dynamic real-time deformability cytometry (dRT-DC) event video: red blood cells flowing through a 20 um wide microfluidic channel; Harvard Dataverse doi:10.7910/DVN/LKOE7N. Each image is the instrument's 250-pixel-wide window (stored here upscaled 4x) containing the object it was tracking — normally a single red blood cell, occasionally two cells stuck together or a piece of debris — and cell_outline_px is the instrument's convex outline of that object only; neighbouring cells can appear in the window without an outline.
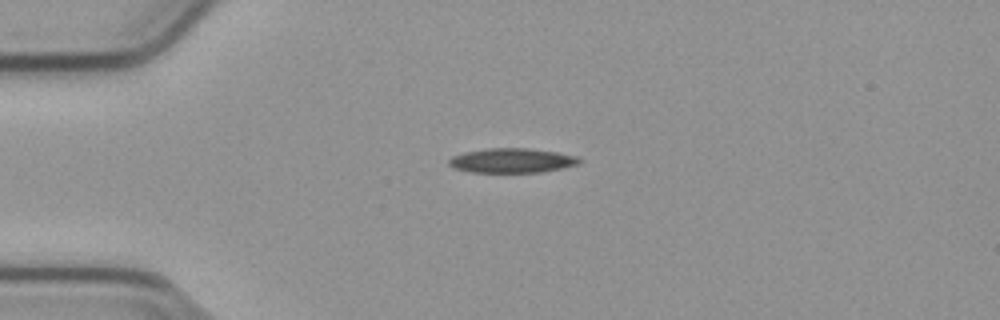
{"species": "common noctule bat (a hibernating species)", "species_latin": "Nyctalus noctula", "temperature_condition": "cold", "stored_images_in_passage": 42, "camera_frame_rate_fps": 3000, "um_per_image_px": 0.085, "animal": {"sex": "male", "body_mass_g": 23.1, "forearm_length_mm": 52.7}, "frame": {"image": 1, "passage_image": 1, "time_ms": 0.0, "image_size_px": [1000, 320], "cell_outline_px": [[584, 160], [576, 164], [560, 168], [540, 172], [472, 172], [456, 168], [448, 164], [448, 160], [452, 156], [464, 152], [488, 148], [528, 148], [556, 152], [580, 156]], "centroid_in_image_um": [43.53, 13.63], "position_along_channel_um": 41.5, "area_um2": 18.55}}
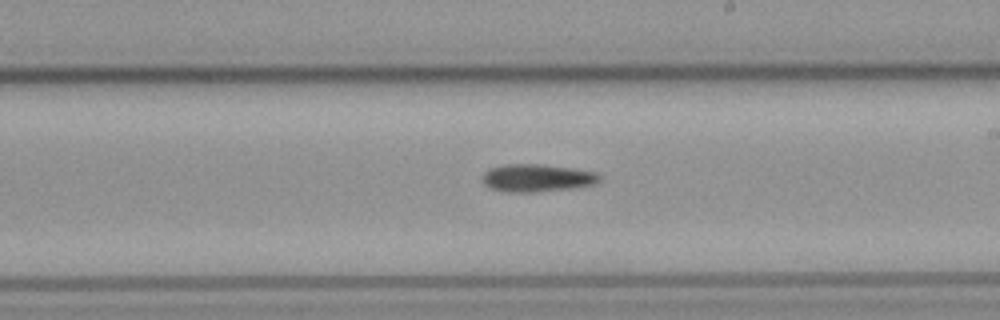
{"frame": {"image": 2, "passage_image": 19, "time_ms": 6.0, "image_size_px": [1000, 320], "cell_outline_px": [[600, 180], [592, 184], [568, 188], [532, 192], [508, 192], [492, 188], [484, 184], [480, 180], [484, 172], [488, 168], [504, 164], [540, 164], [572, 168], [596, 172], [600, 176]], "centroid_in_image_um": [45.57, 15.11], "position_along_channel_um": 243.4, "area_um2": 18.73}}
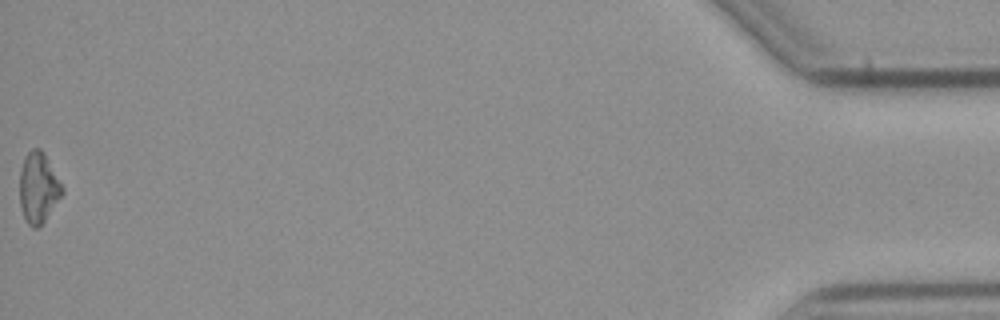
{"frame": {"image": 3, "passage_image": 42, "time_ms": 13.667, "image_size_px": [1000, 320], "cell_outline_px": [[64, 192], [44, 220], [36, 228], [32, 228], [28, 224], [24, 216], [20, 204], [20, 172], [24, 156], [32, 148], [40, 148], [44, 152], [64, 188]], "centroid_in_image_um": [3.26, 15.92], "position_along_channel_um": 431.9, "area_um2": 17.28}}